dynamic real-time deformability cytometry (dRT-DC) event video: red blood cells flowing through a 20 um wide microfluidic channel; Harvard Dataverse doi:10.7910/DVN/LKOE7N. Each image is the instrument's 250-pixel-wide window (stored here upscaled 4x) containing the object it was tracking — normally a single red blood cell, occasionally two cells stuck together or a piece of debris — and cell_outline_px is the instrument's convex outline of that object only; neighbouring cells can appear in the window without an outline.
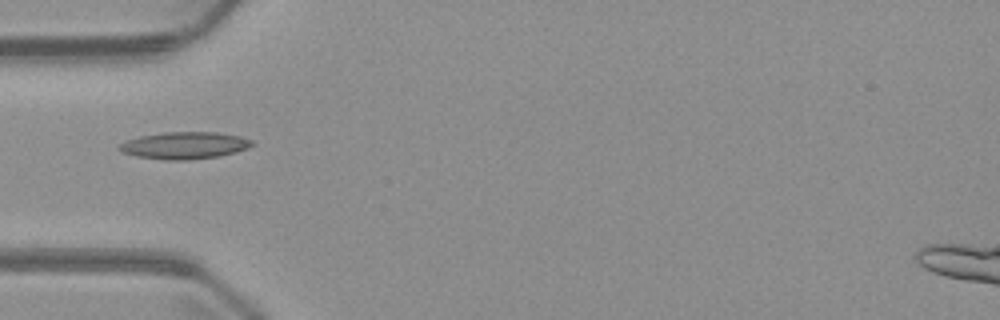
{"species": "common noctule bat (a hibernating species)", "species_latin": "Nyctalus noctula", "temperature_condition": "warm", "stored_images_in_passage": 1, "camera_frame_rate_fps": 3000, "um_per_image_px": 0.085, "animal": {"sex": "male", "body_mass_g": 23.1, "forearm_length_mm": 52.7}, "frame": {"image": 1, "passage_image": 1, "time_ms": 0.0, "image_size_px": [1000, 320], "cell_outline_px": [[252, 144], [248, 148], [236, 152], [220, 156], [188, 160], [164, 160], [136, 156], [124, 152], [116, 148], [120, 144], [128, 140], [140, 136], [164, 132], [216, 132], [240, 136], [252, 140]], "centroid_in_image_um": [15.69, 12.36], "position_along_channel_um": 69.3, "area_um2": 20.87}}